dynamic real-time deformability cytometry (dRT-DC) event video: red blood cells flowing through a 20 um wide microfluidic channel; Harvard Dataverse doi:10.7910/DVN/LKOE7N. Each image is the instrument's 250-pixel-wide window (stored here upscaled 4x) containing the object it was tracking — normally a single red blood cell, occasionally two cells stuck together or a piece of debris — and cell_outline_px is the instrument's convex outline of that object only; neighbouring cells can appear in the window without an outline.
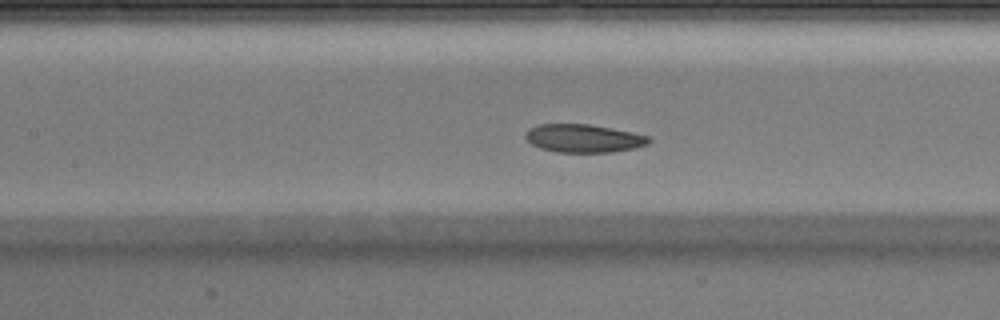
{"species": "Egyptian fruit bat (a non-hibernating species)", "species_latin": "Rousettus aegyptiacus", "temperature_condition": "warm", "stored_images_in_passage": 45, "camera_frame_rate_fps": 3000, "um_per_image_px": 0.085, "animal": {"sex": "male"}, "frame": {"image": 1, "passage_image": 20, "time_ms": 6.333, "image_size_px": [1000, 320], "cell_outline_px": [[652, 140], [648, 144], [632, 148], [612, 152], [556, 152], [540, 148], [532, 144], [524, 136], [524, 132], [528, 128], [540, 124], [588, 124], [632, 132], [652, 136]], "centroid_in_image_um": [49.6, 11.75], "position_along_channel_um": 157.8, "area_um2": 20.29}}
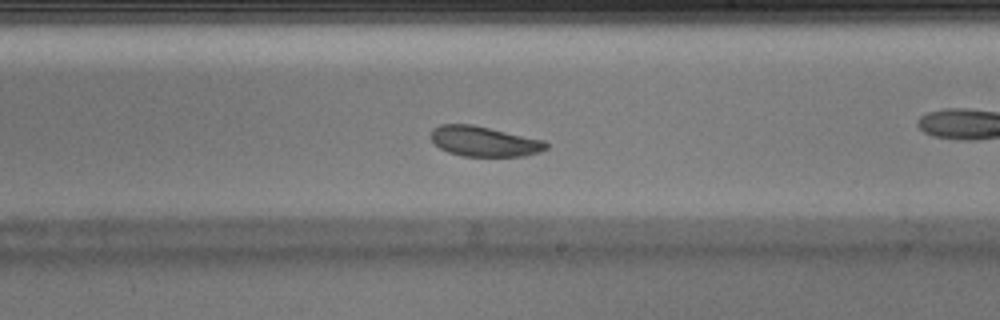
{"frame": {"image": 2, "passage_image": 26, "time_ms": 8.333, "image_size_px": [1000, 320], "cell_outline_px": [[548, 148], [540, 152], [524, 156], [464, 156], [448, 152], [440, 148], [432, 140], [432, 128], [440, 124], [472, 124], [544, 140], [548, 144]], "centroid_in_image_um": [41.17, 12.01], "position_along_channel_um": 247.8, "area_um2": 20.17}}